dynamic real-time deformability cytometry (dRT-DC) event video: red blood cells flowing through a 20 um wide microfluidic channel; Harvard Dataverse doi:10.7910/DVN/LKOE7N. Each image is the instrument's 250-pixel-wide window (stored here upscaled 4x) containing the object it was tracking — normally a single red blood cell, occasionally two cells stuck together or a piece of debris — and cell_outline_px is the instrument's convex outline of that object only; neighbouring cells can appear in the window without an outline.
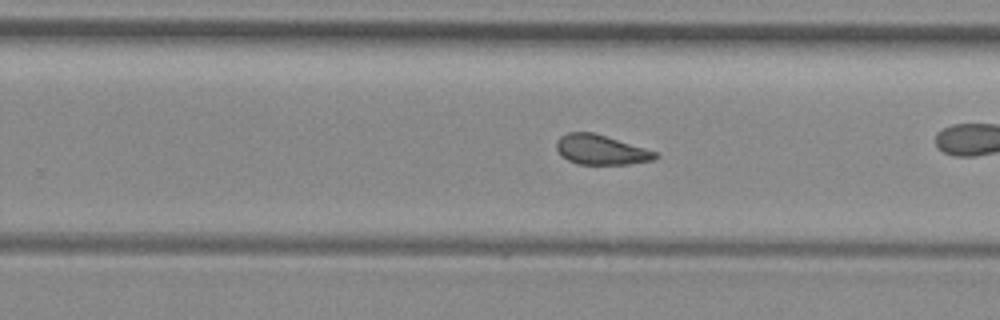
{"species": "common noctule bat (a hibernating species)", "species_latin": "Nyctalus noctula", "temperature_condition": "room temperature", "stored_images_in_passage": 37, "camera_frame_rate_fps": 3000, "um_per_image_px": 0.085, "animal": {"sex": "female", "body_mass_g": 29.2, "forearm_length_mm": 56.3}, "frame": {"image": 1, "passage_image": 32, "time_ms": 10.333, "image_size_px": [1000, 320], "cell_outline_px": [[660, 156], [656, 160], [628, 164], [576, 164], [568, 160], [556, 148], [556, 140], [560, 136], [568, 132], [592, 132], [644, 148], [656, 152]], "centroid_in_image_um": [51.08, 12.74], "position_along_channel_um": 278.7, "area_um2": 16.99}}